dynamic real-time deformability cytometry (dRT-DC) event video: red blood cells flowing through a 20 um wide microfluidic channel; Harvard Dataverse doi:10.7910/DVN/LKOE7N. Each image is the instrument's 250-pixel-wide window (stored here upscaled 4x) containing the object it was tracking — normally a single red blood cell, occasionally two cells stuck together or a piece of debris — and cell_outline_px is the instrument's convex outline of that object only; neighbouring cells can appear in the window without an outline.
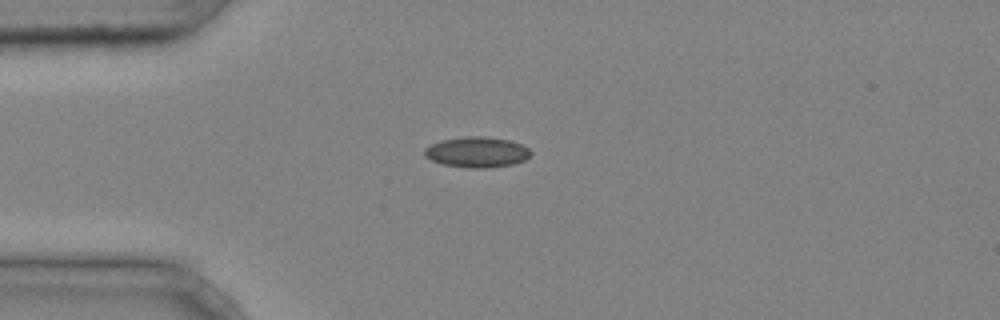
{"species": "common noctule bat (a hibernating species)", "species_latin": "Nyctalus noctula", "temperature_condition": "cold", "stored_images_in_passage": 4, "camera_frame_rate_fps": 3000, "um_per_image_px": 0.085, "animal": {"sex": "male", "body_mass_g": 20.4}, "frame": {"image": 1, "passage_image": 4, "time_ms": 1.0, "image_size_px": [1000, 320], "cell_outline_px": [[532, 152], [524, 160], [512, 164], [488, 168], [468, 168], [444, 164], [432, 160], [424, 156], [424, 148], [432, 144], [444, 140], [468, 136], [480, 136], [508, 140], [520, 144], [528, 148]], "centroid_in_image_um": [40.53, 12.94], "position_along_channel_um": 44.5, "area_um2": 18.61}}